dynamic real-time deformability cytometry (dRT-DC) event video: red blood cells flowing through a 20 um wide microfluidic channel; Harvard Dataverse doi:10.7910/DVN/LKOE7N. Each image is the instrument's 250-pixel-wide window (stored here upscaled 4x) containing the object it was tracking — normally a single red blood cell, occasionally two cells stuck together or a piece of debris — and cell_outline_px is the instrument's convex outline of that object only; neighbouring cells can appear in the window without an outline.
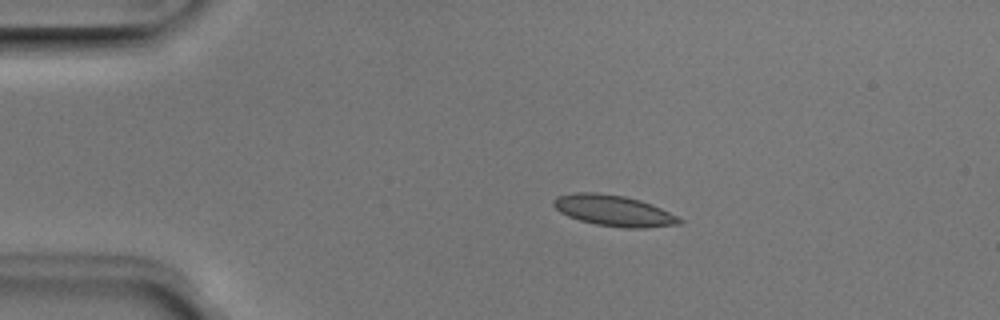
{"species": "Egyptian fruit bat (a non-hibernating species)", "species_latin": "Rousettus aegyptiacus", "temperature_condition": "room temperature", "stored_images_in_passage": 5, "camera_frame_rate_fps": 3000, "um_per_image_px": 0.085, "animal": {"sex": "male"}, "frame": {"image": 1, "passage_image": 2, "time_ms": 0.333, "image_size_px": [1000, 320], "cell_outline_px": [[684, 220], [680, 224], [644, 228], [624, 228], [596, 224], [580, 220], [568, 216], [560, 212], [552, 204], [552, 200], [556, 196], [576, 192], [596, 192], [624, 196], [640, 200], [652, 204]], "centroid_in_image_um": [52.14, 17.9], "position_along_channel_um": 32.9, "area_um2": 22.66}}
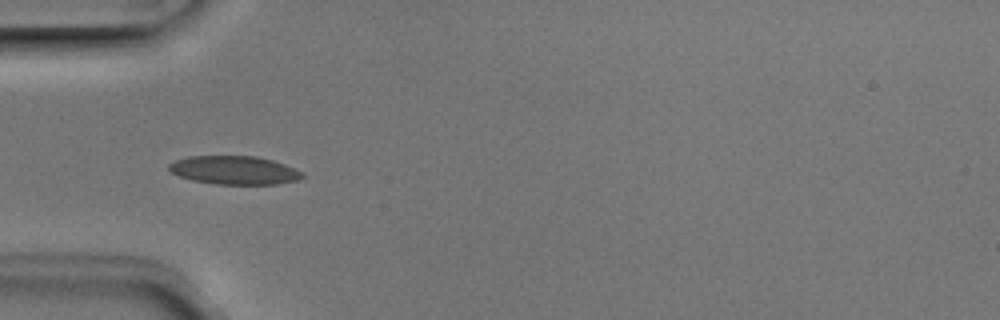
{"frame": {"image": 2, "passage_image": 3, "time_ms": 0.667, "image_size_px": [1000, 320], "cell_outline_px": [[304, 176], [300, 180], [276, 184], [216, 184], [192, 180], [168, 172], [168, 164], [176, 160], [188, 156], [256, 156], [272, 160], [284, 164], [304, 172]], "centroid_in_image_um": [19.92, 14.47], "position_along_channel_um": 65.1, "area_um2": 22.25}}
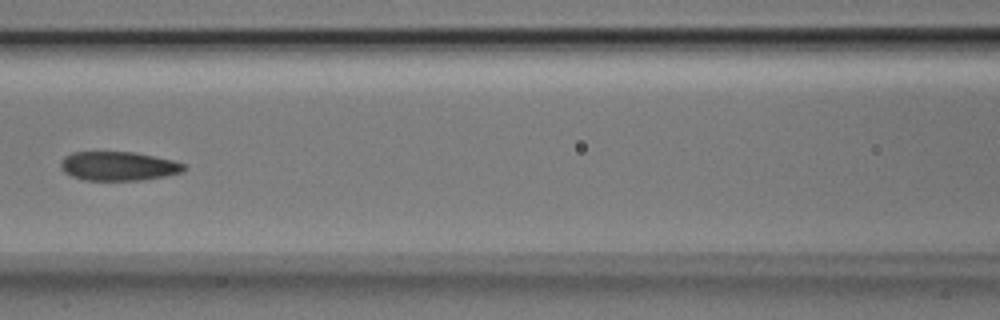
{"frame": {"image": 3, "passage_image": 5, "time_ms": 1.333, "image_size_px": [1000, 320], "cell_outline_px": [[188, 168], [180, 172], [164, 176], [140, 180], [84, 180], [72, 176], [64, 172], [60, 168], [60, 160], [64, 156], [72, 152], [136, 152], [172, 160], [188, 164]], "centroid_in_image_um": [10.06, 14.11], "position_along_channel_um": 156.5, "area_um2": 20.98}}